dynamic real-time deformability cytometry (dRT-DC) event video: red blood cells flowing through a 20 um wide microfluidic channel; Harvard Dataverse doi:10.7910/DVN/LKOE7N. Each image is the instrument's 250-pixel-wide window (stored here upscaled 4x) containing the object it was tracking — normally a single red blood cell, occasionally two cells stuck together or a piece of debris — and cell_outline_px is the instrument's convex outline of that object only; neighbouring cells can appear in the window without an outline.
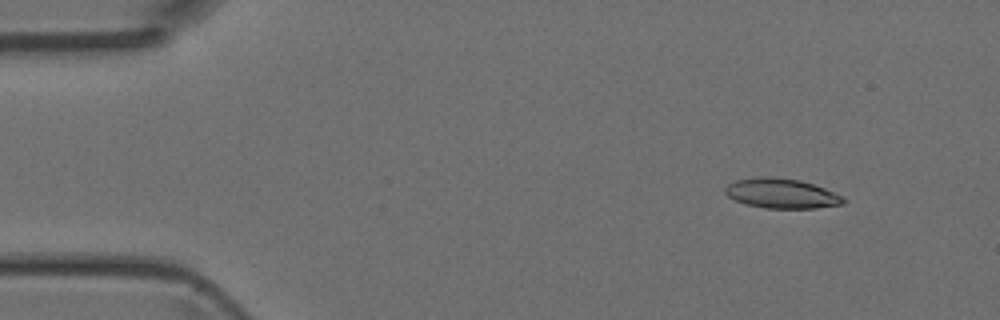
{"species": "Egyptian fruit bat (a non-hibernating species)", "species_latin": "Rousettus aegyptiacus", "temperature_condition": "room temperature", "stored_images_in_passage": 43, "camera_frame_rate_fps": 3000, "um_per_image_px": 0.085, "animal": {"sex": "female"}, "frame": {"image": 1, "passage_image": 1, "time_ms": 0.0, "image_size_px": [1000, 320], "cell_outline_px": [[848, 200], [844, 204], [816, 208], [764, 208], [744, 204], [728, 196], [724, 192], [724, 188], [728, 184], [736, 180], [760, 176], [772, 176], [800, 180], [824, 188], [844, 196]], "centroid_in_image_um": [66.44, 16.44], "position_along_channel_um": 18.6, "area_um2": 20.75}}
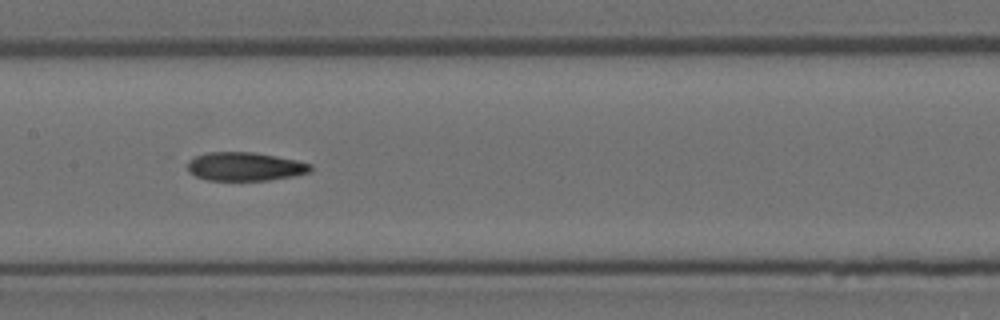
{"frame": {"image": 2, "passage_image": 19, "time_ms": 6.0, "image_size_px": [1000, 320], "cell_outline_px": [[312, 172], [292, 176], [268, 180], [208, 180], [196, 176], [188, 172], [188, 160], [196, 156], [208, 152], [252, 152], [276, 156], [296, 160], [312, 164]], "centroid_in_image_um": [20.83, 14.15], "position_along_channel_um": 186.6, "area_um2": 20.46}}
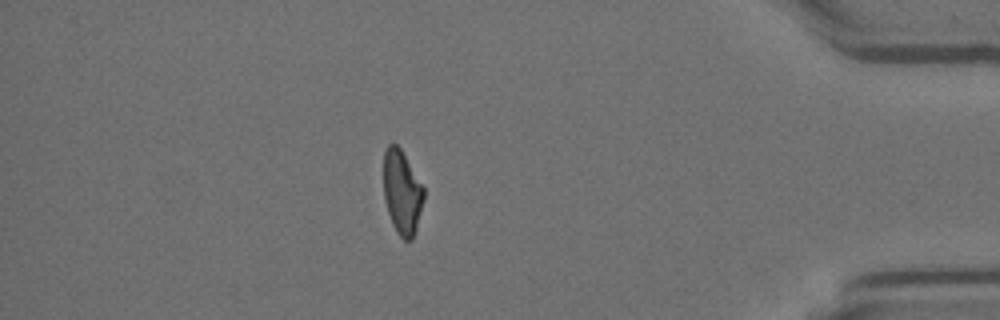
{"frame": {"image": 3, "passage_image": 37, "time_ms": 12.0, "image_size_px": [1000, 320], "cell_outline_px": [[424, 200], [416, 228], [412, 240], [404, 240], [396, 232], [392, 224], [384, 200], [384, 152], [388, 144], [392, 140], [400, 148], [424, 188]], "centroid_in_image_um": [34.16, 16.34], "position_along_channel_um": 401.0, "area_um2": 19.65}}